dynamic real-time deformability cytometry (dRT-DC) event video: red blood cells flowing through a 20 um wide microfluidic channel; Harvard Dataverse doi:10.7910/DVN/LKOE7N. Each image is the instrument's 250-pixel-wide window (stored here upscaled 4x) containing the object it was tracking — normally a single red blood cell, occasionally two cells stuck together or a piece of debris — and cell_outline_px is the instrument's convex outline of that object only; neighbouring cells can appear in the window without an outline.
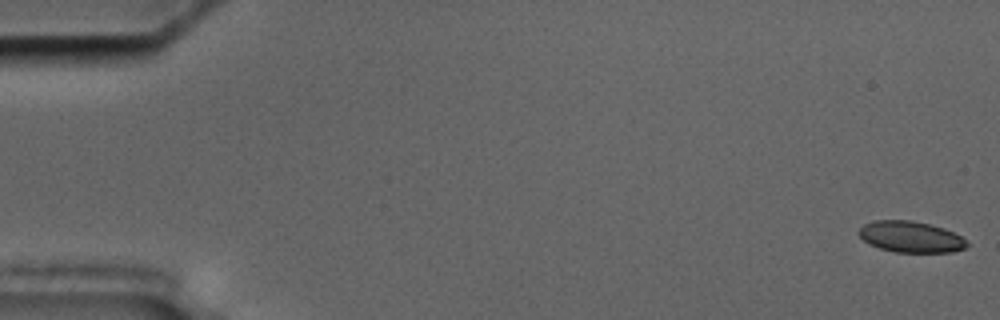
{"species": "common noctule bat (a hibernating species)", "species_latin": "Nyctalus noctula", "temperature_condition": "cold", "stored_images_in_passage": 11, "camera_frame_rate_fps": 3000, "um_per_image_px": 0.085, "animal": {"sex": "male", "body_mass_g": 17.5, "forearm_length_mm": 52.3}, "frame": {"image": 1, "passage_image": 1, "time_ms": 0.0, "image_size_px": [1000, 320], "cell_outline_px": [[968, 244], [964, 248], [952, 252], [896, 252], [880, 248], [868, 244], [856, 232], [864, 224], [876, 220], [912, 220], [944, 228], [960, 236]], "centroid_in_image_um": [77.37, 20.13], "position_along_channel_um": 7.6, "area_um2": 19.48}}